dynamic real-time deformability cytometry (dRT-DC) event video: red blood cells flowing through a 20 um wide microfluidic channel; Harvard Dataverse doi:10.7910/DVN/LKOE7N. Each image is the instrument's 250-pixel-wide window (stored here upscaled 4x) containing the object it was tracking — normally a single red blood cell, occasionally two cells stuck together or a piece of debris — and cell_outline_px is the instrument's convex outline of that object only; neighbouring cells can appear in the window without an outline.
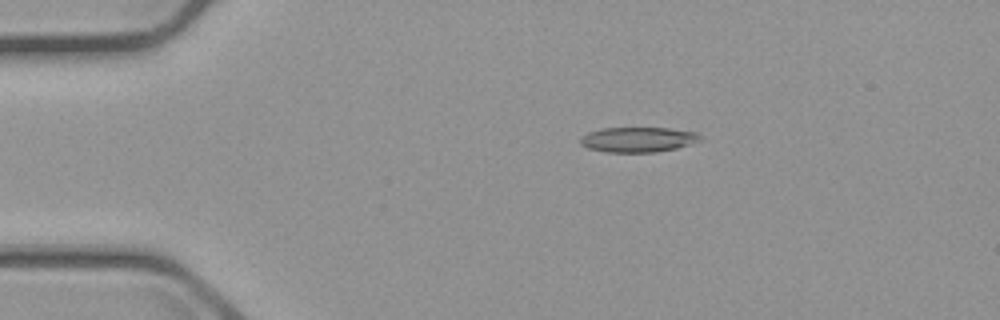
{"species": "common noctule bat (a hibernating species)", "species_latin": "Nyctalus noctula", "temperature_condition": "cold", "stored_images_in_passage": 6, "camera_frame_rate_fps": 3000, "um_per_image_px": 0.085, "animal": {"sex": "male", "body_mass_g": 23.1, "forearm_length_mm": 52.7}, "frame": {"image": 1, "passage_image": 2, "time_ms": 1.0, "image_size_px": [1000, 320], "cell_outline_px": [[704, 140], [676, 148], [656, 152], [604, 152], [588, 148], [580, 144], [580, 136], [588, 132], [600, 128], [668, 128], [696, 132], [704, 136]], "centroid_in_image_um": [54.25, 11.86], "position_along_channel_um": 30.8, "area_um2": 17.74}}
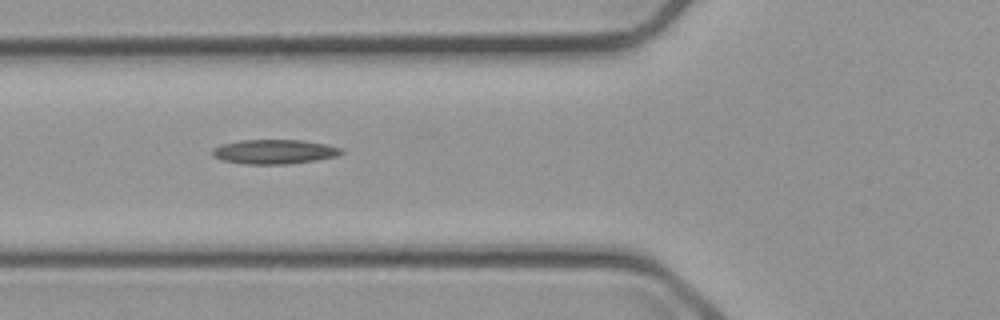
{"frame": {"image": 2, "passage_image": 5, "time_ms": 4.333, "image_size_px": [1000, 320], "cell_outline_px": [[344, 152], [336, 156], [316, 160], [284, 164], [244, 164], [220, 160], [212, 156], [212, 148], [220, 144], [240, 140], [300, 140], [324, 144], [340, 148]], "centroid_in_image_um": [23.23, 12.89], "position_along_channel_um": 102.6, "area_um2": 18.32}}
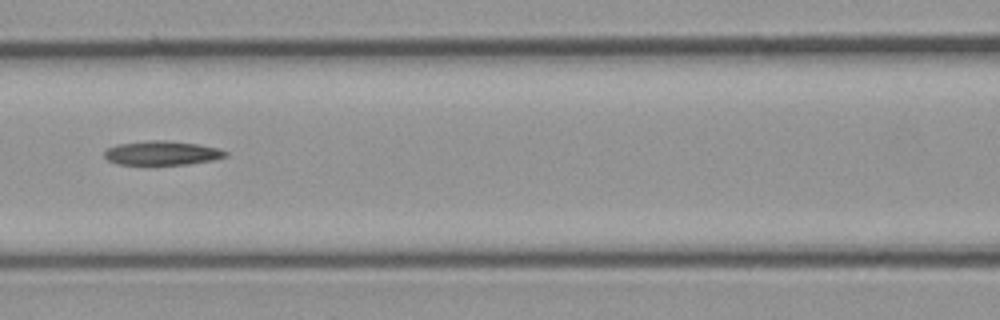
{"frame": {"image": 3, "passage_image": 6, "time_ms": 5.667, "image_size_px": [1000, 320], "cell_outline_px": [[228, 156], [212, 160], [188, 164], [120, 164], [108, 160], [104, 156], [104, 152], [108, 148], [116, 144], [148, 140], [164, 140], [196, 144], [216, 148], [228, 152]], "centroid_in_image_um": [13.75, 13.0], "position_along_channel_um": 152.8, "area_um2": 16.82}}